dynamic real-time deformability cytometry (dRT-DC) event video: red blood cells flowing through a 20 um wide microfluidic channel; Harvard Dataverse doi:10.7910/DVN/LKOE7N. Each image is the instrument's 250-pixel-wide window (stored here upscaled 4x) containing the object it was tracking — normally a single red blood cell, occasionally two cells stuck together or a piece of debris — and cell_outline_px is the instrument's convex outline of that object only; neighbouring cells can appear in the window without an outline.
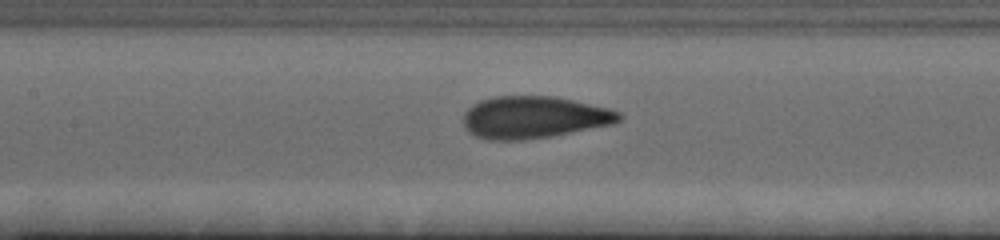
{"species": "human", "species_latin": "Homo sapiens", "temperature_condition": "cold", "stored_images_in_passage": 36, "camera_frame_rate_fps": 3000, "um_per_image_px": 0.085, "donor": {"sex": "female"}, "frame": {"image": 1, "passage_image": 16, "time_ms": 5.0, "image_size_px": [1000, 240], "cell_outline_px": [[624, 116], [620, 120], [612, 124], [552, 136], [524, 140], [488, 140], [476, 136], [468, 132], [464, 128], [464, 112], [472, 104], [480, 100], [496, 96], [556, 96], [608, 108], [620, 112]], "centroid_in_image_um": [45.36, 9.97], "position_along_channel_um": 162.0, "area_um2": 38.38}}
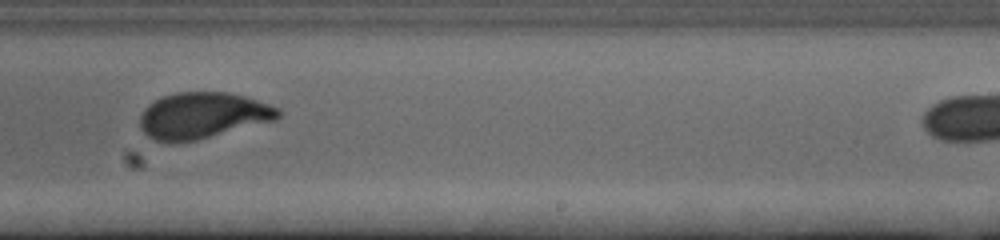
{"frame": {"image": 2, "passage_image": 25, "time_ms": 8.0, "image_size_px": [1000, 240], "cell_outline_px": [[280, 116], [276, 120], [196, 140], [172, 144], [152, 140], [140, 128], [140, 116], [144, 108], [148, 104], [164, 96], [176, 92], [228, 92], [244, 96], [280, 108]], "centroid_in_image_um": [17.2, 9.83], "position_along_channel_um": 271.8, "area_um2": 37.34}}
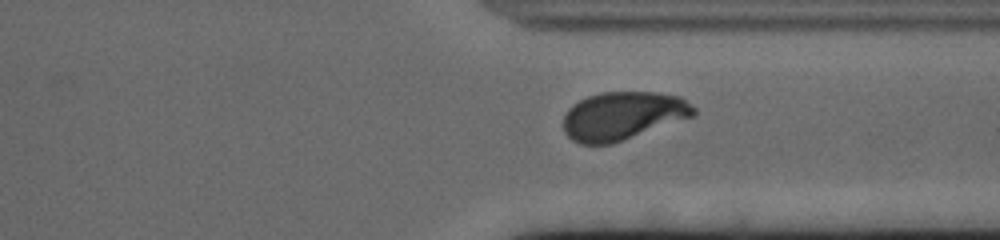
{"frame": {"image": 3, "passage_image": 32, "time_ms": 10.333, "image_size_px": [1000, 240], "cell_outline_px": [[696, 112], [692, 116], [612, 144], [580, 144], [572, 140], [564, 132], [564, 116], [568, 108], [572, 104], [588, 96], [600, 92], [656, 92], [680, 96], [696, 108]], "centroid_in_image_um": [52.91, 9.83], "position_along_channel_um": 358.5, "area_um2": 36.47}}